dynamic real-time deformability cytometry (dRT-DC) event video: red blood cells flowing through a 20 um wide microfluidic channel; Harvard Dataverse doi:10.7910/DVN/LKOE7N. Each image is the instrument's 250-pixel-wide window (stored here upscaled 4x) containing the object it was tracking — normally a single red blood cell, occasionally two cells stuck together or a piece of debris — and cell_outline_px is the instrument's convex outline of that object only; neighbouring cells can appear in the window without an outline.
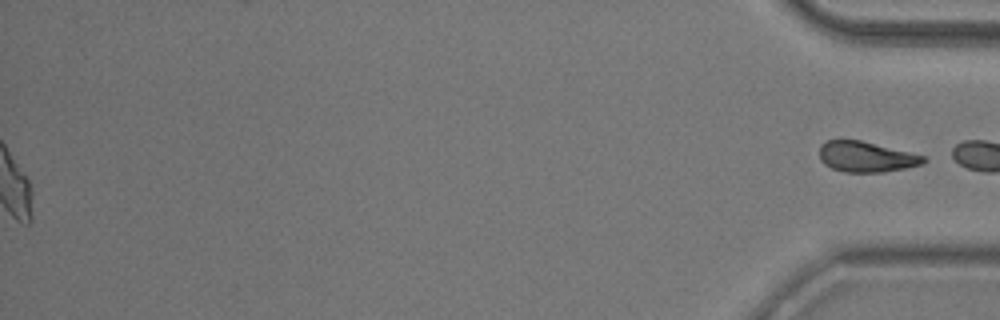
{"species": "common noctule bat (a hibernating species)", "species_latin": "Nyctalus noctula", "temperature_condition": "room temperature", "stored_images_in_passage": 53, "segment_of_instrument_passage": [2, 2], "camera_frame_rate_fps": 3000, "um_per_image_px": 0.085, "animal": {"sex": "male", "body_mass_g": 20.5, "forearm_length_mm": 52.5}, "frame": {"image": 1, "passage_image": 53, "time_ms": 17.333, "image_size_px": [1000, 320], "cell_outline_px": [[928, 160], [920, 164], [904, 168], [884, 172], [844, 172], [832, 168], [824, 164], [820, 160], [820, 144], [828, 140], [860, 140], [924, 156]], "centroid_in_image_um": [73.58, 13.33], "position_along_channel_um": 361.6, "area_um2": 18.26}}